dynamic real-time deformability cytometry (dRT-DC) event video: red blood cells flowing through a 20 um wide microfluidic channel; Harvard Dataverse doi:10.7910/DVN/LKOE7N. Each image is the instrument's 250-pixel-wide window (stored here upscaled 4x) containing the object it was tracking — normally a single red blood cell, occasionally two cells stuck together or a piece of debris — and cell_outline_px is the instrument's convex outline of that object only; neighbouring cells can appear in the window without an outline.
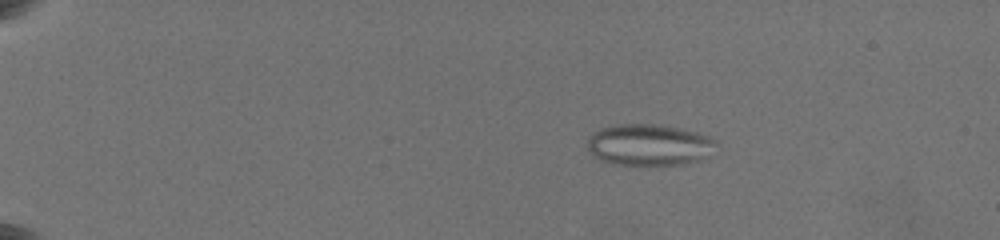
{"species": "common noctule bat (a hibernating species)", "species_latin": "Nyctalus noctula", "temperature_condition": "warm", "stored_images_in_passage": 36, "camera_frame_rate_fps": 3000, "um_per_image_px": 0.085, "animal": {"sex": "female", "body_mass_g": 19.5, "forearm_length_mm": 54.1}, "frame": {"image": 1, "passage_image": 19, "time_ms": 4.0, "image_size_px": [1000, 240], "cell_outline_px": [[720, 144], [708, 156], [700, 160], [684, 164], [612, 164], [600, 160], [588, 152], [588, 136], [600, 128], [620, 124], [656, 124], [680, 128], [696, 132], [708, 136], [716, 140]], "centroid_in_image_um": [55.19, 12.31], "position_along_channel_um": 29.8, "area_um2": 31.27}}
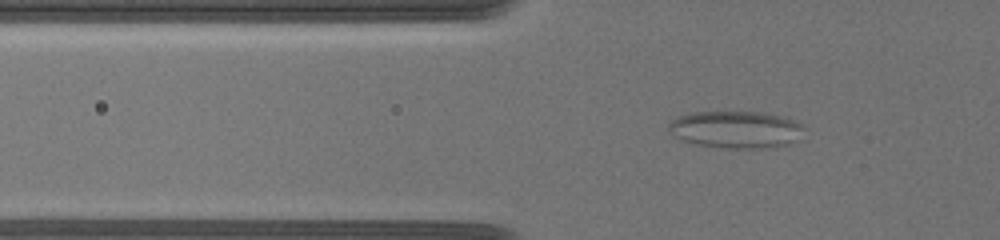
{"frame": {"image": 2, "passage_image": 30, "time_ms": 7.667, "image_size_px": [1000, 240], "cell_outline_px": [[804, 128], [788, 144], [760, 148], [724, 148], [692, 144], [680, 140], [672, 136], [668, 132], [668, 124], [676, 116], [692, 112], [764, 112], [780, 116], [792, 120], [800, 124]], "centroid_in_image_um": [62.4, 11.0], "position_along_channel_um": 63.4, "area_um2": 29.19}}
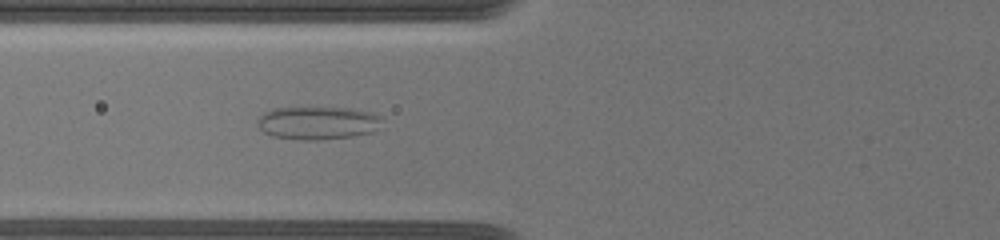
{"frame": {"image": 3, "passage_image": 35, "time_ms": 9.0, "image_size_px": [1000, 240], "cell_outline_px": [[380, 120], [376, 128], [372, 132], [352, 136], [320, 140], [296, 140], [272, 136], [264, 132], [256, 124], [256, 120], [264, 112], [272, 108], [348, 108], [372, 112], [380, 116]], "centroid_in_image_um": [26.94, 10.45], "position_along_channel_um": 98.9, "area_um2": 23.93}}